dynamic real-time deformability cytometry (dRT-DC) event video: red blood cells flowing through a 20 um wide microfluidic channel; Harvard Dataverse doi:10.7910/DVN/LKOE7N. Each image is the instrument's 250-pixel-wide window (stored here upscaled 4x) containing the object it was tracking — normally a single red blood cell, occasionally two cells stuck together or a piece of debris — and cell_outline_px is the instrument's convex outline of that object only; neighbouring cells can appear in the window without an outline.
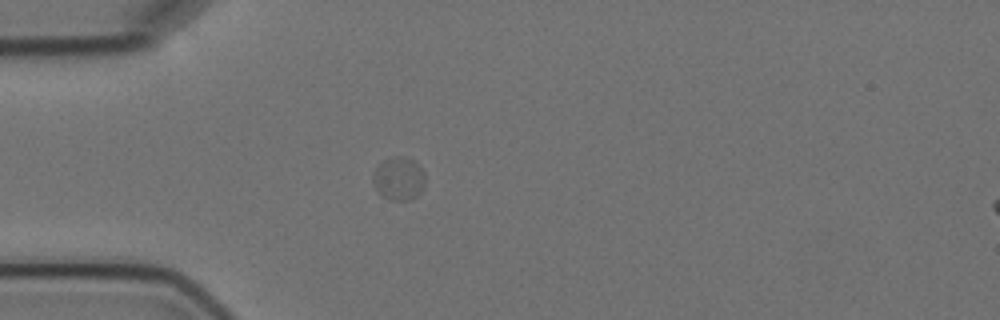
{"species": "Egyptian fruit bat (a non-hibernating species)", "species_latin": "Rousettus aegyptiacus", "temperature_condition": "cold", "stored_images_in_passage": 1, "camera_frame_rate_fps": 3000, "um_per_image_px": 0.085, "animal": {"sex": "female"}, "frame": {"image": 1, "passage_image": 1, "time_ms": 0.0, "image_size_px": [1000, 320], "cell_outline_px": [[424, 188], [412, 200], [388, 200], [380, 196], [372, 184], [372, 172], [384, 160], [396, 156], [400, 156], [416, 160], [424, 172]], "centroid_in_image_um": [33.88, 15.2], "position_along_channel_um": 51.1, "area_um2": 13.47}}